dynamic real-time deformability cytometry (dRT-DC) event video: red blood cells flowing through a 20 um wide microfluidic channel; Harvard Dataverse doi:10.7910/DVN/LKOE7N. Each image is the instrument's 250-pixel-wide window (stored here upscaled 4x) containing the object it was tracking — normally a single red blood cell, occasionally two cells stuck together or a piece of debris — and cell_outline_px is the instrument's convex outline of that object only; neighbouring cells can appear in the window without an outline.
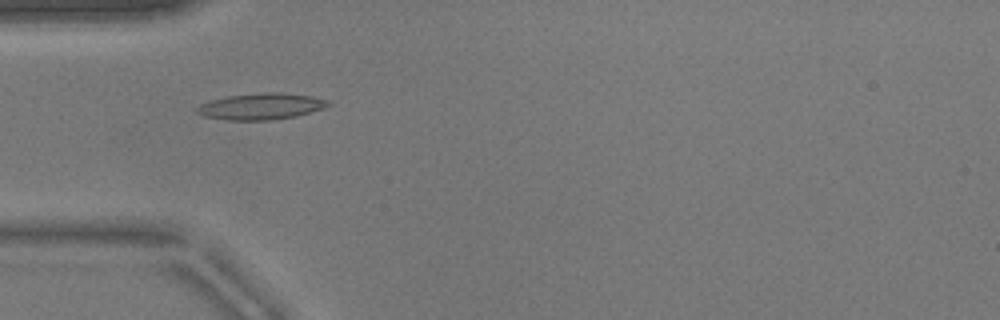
{"species": "common noctule bat (a hibernating species)", "species_latin": "Nyctalus noctula", "temperature_condition": "warm", "stored_images_in_passage": 48, "camera_frame_rate_fps": 3000, "um_per_image_px": 0.085, "animal": {"sex": "male", "body_mass_g": 17.9}, "frame": {"image": 1, "passage_image": 12, "time_ms": 3.667, "image_size_px": [1000, 320], "cell_outline_px": [[332, 104], [324, 108], [296, 116], [272, 120], [228, 120], [204, 116], [196, 112], [196, 108], [200, 104], [212, 100], [228, 96], [264, 92], [280, 92], [312, 96], [328, 100]], "centroid_in_image_um": [22.22, 9.04], "position_along_channel_um": 62.8, "area_um2": 20.11}}
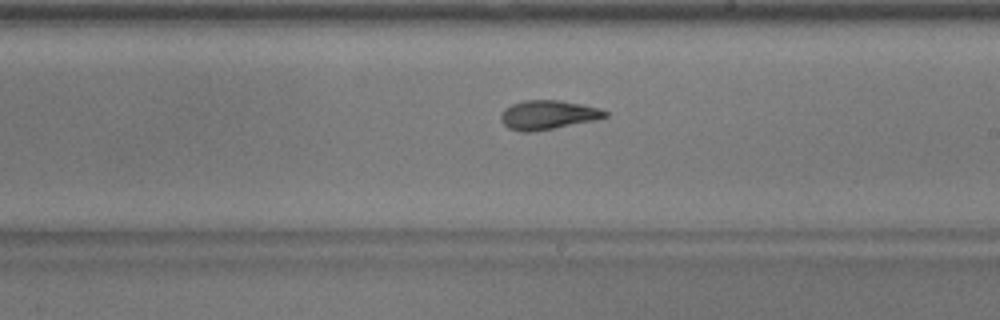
{"frame": {"image": 2, "passage_image": 26, "time_ms": 8.333, "image_size_px": [1000, 320], "cell_outline_px": [[608, 116], [596, 120], [532, 132], [520, 132], [508, 128], [500, 120], [500, 116], [504, 108], [512, 104], [524, 100], [560, 100], [600, 108], [608, 112]], "centroid_in_image_um": [46.56, 9.76], "position_along_channel_um": 242.4, "area_um2": 17.74}}
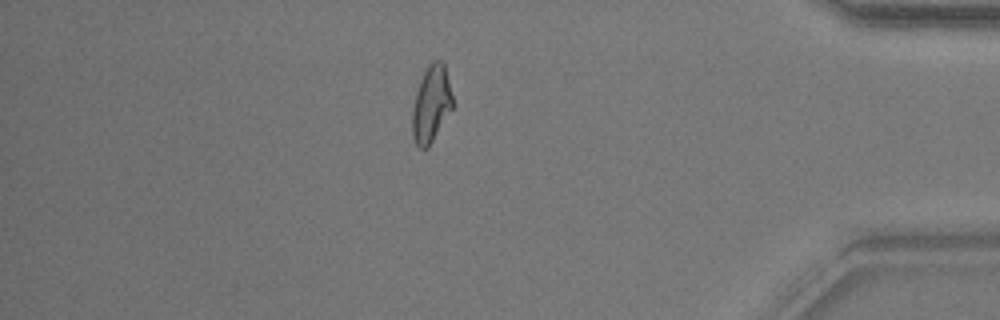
{"frame": {"image": 3, "passage_image": 41, "time_ms": 13.333, "image_size_px": [1000, 320], "cell_outline_px": [[452, 108], [428, 148], [420, 148], [416, 144], [412, 136], [412, 108], [416, 92], [420, 80], [428, 64], [432, 60], [440, 60], [444, 64], [452, 96]], "centroid_in_image_um": [36.63, 8.84], "position_along_channel_um": 398.6, "area_um2": 17.8}, "authors_computed_cell_mechanics": {"area_um2": 17.9758, "velocity_mm_per_s": 3.8574, "shape_relaxation_time_tau1_ms": 8.7479, "shape_relaxation_time_tau2_ms": 1.8353, "deformation_change_tau1": 0.2676, "deformation_change_tau2": 0.0866}}